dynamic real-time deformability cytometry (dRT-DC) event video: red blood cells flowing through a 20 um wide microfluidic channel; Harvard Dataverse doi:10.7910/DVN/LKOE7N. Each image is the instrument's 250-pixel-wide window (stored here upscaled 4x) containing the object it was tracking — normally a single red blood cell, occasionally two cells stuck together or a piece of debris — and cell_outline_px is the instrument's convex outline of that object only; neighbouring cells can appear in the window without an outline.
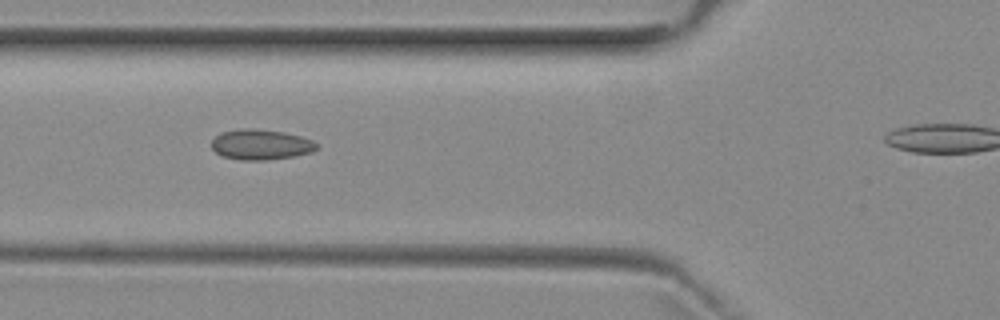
{"species": "common noctule bat (a hibernating species)", "species_latin": "Nyctalus noctula", "temperature_condition": "room temperature", "stored_images_in_passage": 4, "camera_frame_rate_fps": 3000, "um_per_image_px": 0.085, "animal": {"sex": "female", "body_mass_g": 29.2, "forearm_length_mm": 56.3}, "frame": {"image": 1, "passage_image": 3, "time_ms": 2.667, "image_size_px": [1000, 320], "cell_outline_px": [[316, 148], [312, 152], [296, 156], [268, 160], [240, 160], [220, 156], [212, 148], [212, 140], [220, 132], [240, 128], [256, 128], [284, 132], [300, 136], [312, 140], [316, 144]], "centroid_in_image_um": [22.14, 12.28], "position_along_channel_um": 103.7, "area_um2": 18.79}}